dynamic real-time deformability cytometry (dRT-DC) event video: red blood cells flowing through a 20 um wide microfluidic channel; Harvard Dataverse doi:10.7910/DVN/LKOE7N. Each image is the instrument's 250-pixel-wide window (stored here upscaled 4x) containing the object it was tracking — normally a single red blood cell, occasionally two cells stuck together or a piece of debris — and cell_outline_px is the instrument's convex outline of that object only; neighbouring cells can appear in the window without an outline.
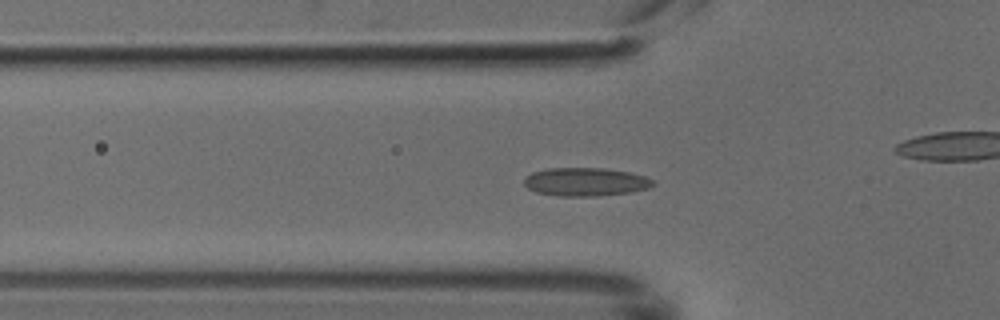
{"species": "common noctule bat (a hibernating species)", "species_latin": "Nyctalus noctula", "temperature_condition": "cold", "stored_images_in_passage": 48, "camera_frame_rate_fps": 3000, "um_per_image_px": 0.085, "animal": {"sex": "male", "body_mass_g": 18.8}, "frame": {"image": 1, "passage_image": 14, "time_ms": 4.333, "image_size_px": [1000, 320], "cell_outline_px": [[656, 184], [648, 188], [632, 192], [596, 196], [560, 196], [536, 192], [528, 188], [524, 184], [524, 176], [532, 172], [548, 168], [604, 168], [628, 172], [644, 176], [652, 180]], "centroid_in_image_um": [49.75, 15.46], "position_along_channel_um": 76.1, "area_um2": 21.33}}
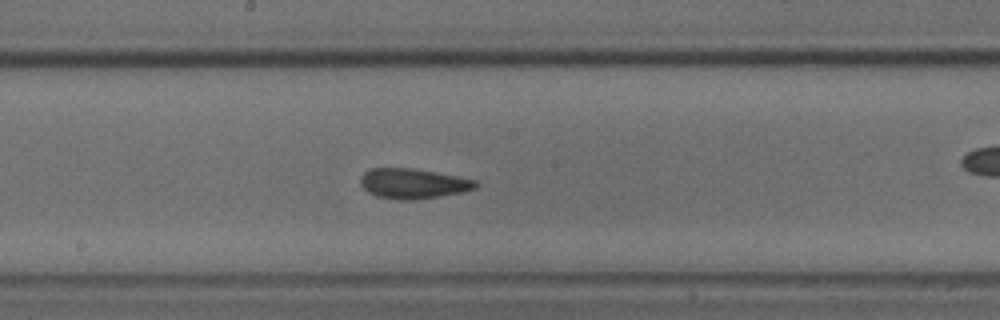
{"frame": {"image": 2, "passage_image": 24, "time_ms": 7.667, "image_size_px": [1000, 320], "cell_outline_px": [[480, 184], [476, 188], [464, 192], [440, 196], [412, 200], [396, 200], [376, 196], [368, 192], [360, 184], [360, 176], [368, 168], [412, 168], [436, 172], [476, 180]], "centroid_in_image_um": [35.1, 15.6], "position_along_channel_um": 213.1, "area_um2": 20.4}}
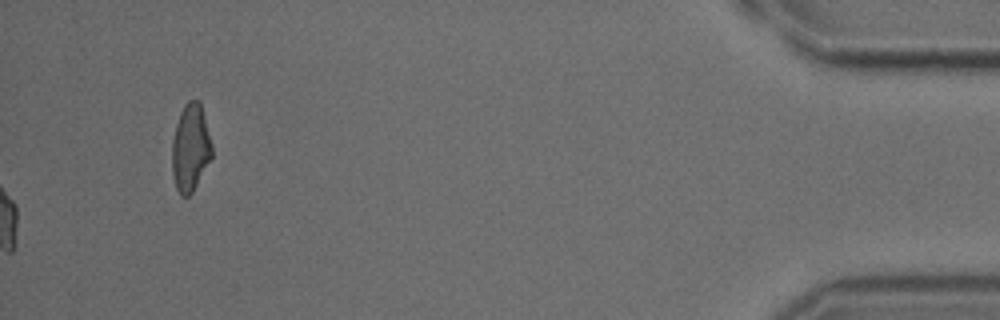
{"frame": {"image": 3, "passage_image": 48, "time_ms": 15.667, "image_size_px": [1000, 320], "cell_outline_px": [[212, 156], [192, 192], [188, 196], [180, 196], [176, 188], [172, 176], [172, 140], [176, 124], [180, 112], [184, 104], [188, 100], [200, 100], [212, 144]], "centroid_in_image_um": [16.17, 12.54], "position_along_channel_um": 419.0, "area_um2": 20.35}}